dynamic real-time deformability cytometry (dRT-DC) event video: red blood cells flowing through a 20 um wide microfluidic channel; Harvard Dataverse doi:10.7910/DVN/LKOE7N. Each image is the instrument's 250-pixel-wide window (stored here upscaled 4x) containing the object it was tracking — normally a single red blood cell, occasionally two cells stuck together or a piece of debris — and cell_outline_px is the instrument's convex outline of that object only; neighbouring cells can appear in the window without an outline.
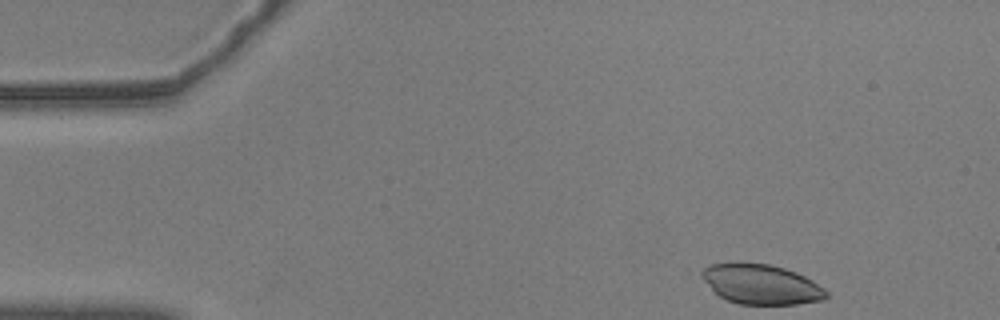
{"species": "common noctule bat (a hibernating species)", "species_latin": "Nyctalus noctula", "temperature_condition": "warm", "stored_images_in_passage": 51, "camera_frame_rate_fps": 3000, "um_per_image_px": 0.085, "animal": {"sex": "male", "body_mass_g": 20.5, "forearm_length_mm": 52.5}, "frame": {"image": 1, "passage_image": 1, "time_ms": 0.0, "image_size_px": [1000, 320], "cell_outline_px": [[828, 296], [824, 300], [796, 304], [740, 304], [728, 300], [720, 296], [704, 280], [700, 272], [704, 268], [712, 264], [768, 264], [784, 268], [796, 272], [812, 280], [824, 288], [828, 292]], "centroid_in_image_um": [64.76, 24.18], "position_along_channel_um": 20.2, "area_um2": 28.32}}
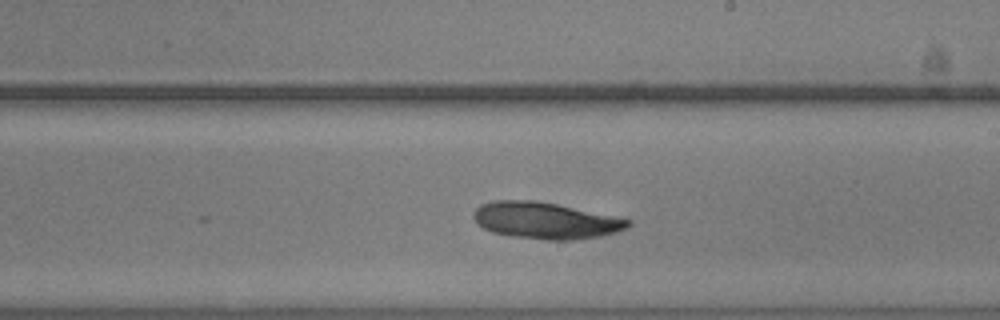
{"frame": {"image": 2, "passage_image": 27, "time_ms": 8.667, "image_size_px": [1000, 320], "cell_outline_px": [[632, 224], [616, 232], [600, 236], [576, 240], [544, 240], [512, 236], [492, 232], [484, 228], [472, 216], [472, 212], [480, 204], [492, 200], [536, 200], [556, 204], [632, 220]], "centroid_in_image_um": [46.33, 18.74], "position_along_channel_um": 242.7, "area_um2": 32.83}}
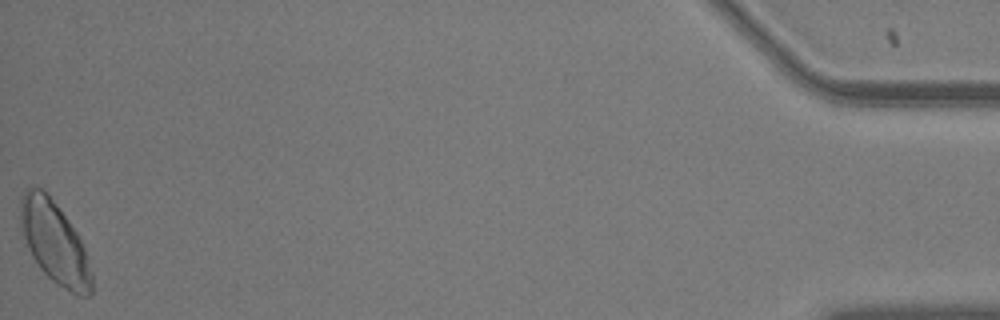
{"frame": {"image": 3, "passage_image": 51, "time_ms": 16.667, "image_size_px": [1000, 320], "cell_outline_px": [[92, 292], [88, 296], [76, 296], [56, 284], [40, 268], [32, 256], [28, 248], [20, 228], [20, 196], [28, 188], [44, 188], [48, 192], [76, 232], [84, 248], [92, 272]], "centroid_in_image_um": [4.63, 20.62], "position_along_channel_um": 430.6, "area_um2": 34.04}}